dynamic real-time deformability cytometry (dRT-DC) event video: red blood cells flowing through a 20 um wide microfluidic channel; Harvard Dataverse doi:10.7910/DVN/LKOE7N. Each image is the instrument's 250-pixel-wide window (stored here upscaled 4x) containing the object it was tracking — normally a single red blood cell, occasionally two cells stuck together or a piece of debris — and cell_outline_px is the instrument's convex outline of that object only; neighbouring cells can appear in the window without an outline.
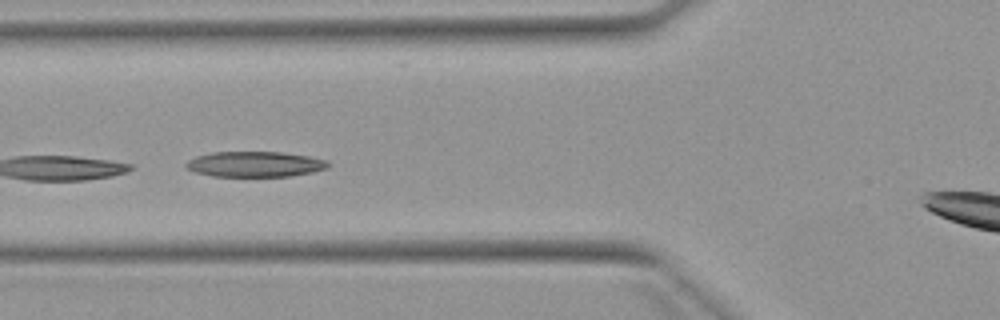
{"species": "Egyptian fruit bat (a non-hibernating species)", "species_latin": "Rousettus aegyptiacus", "temperature_condition": "warm", "stored_images_in_passage": 6, "camera_frame_rate_fps": 3000, "um_per_image_px": 0.085, "animal": {"sex": "female"}, "frame": {"image": 1, "passage_image": 3, "time_ms": 2.667, "image_size_px": [1000, 320], "cell_outline_px": [[332, 164], [328, 168], [312, 172], [288, 176], [212, 176], [196, 172], [188, 168], [184, 164], [188, 160], [196, 156], [212, 152], [280, 152], [308, 156], [328, 160]], "centroid_in_image_um": [21.7, 13.95], "position_along_channel_um": 104.1, "area_um2": 21.04}}
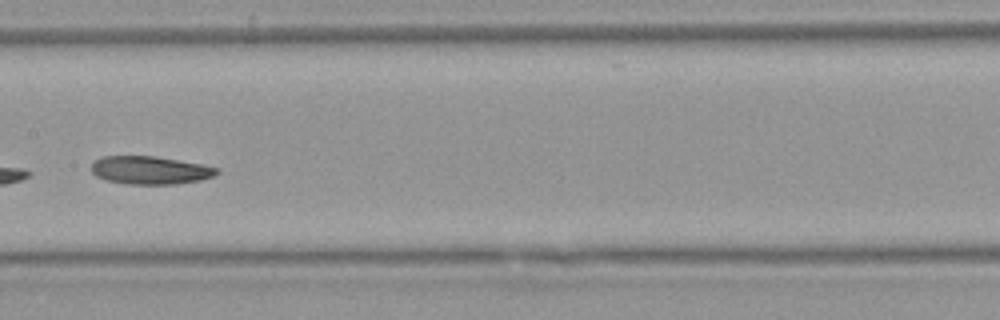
{"frame": {"image": 2, "passage_image": 5, "time_ms": 5.0, "image_size_px": [1000, 320], "cell_outline_px": [[220, 172], [212, 176], [200, 180], [176, 184], [124, 184], [104, 180], [96, 176], [92, 172], [92, 164], [100, 156], [156, 156], [200, 164], [220, 168]], "centroid_in_image_um": [12.74, 14.47], "position_along_channel_um": 194.7, "area_um2": 20.58}}
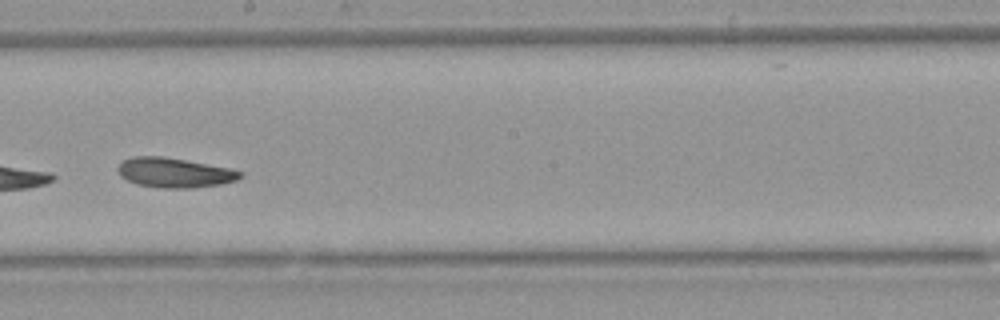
{"frame": {"image": 3, "passage_image": 6, "time_ms": 6.0, "image_size_px": [1000, 320], "cell_outline_px": [[244, 176], [236, 180], [220, 184], [192, 188], [160, 188], [136, 184], [120, 176], [116, 168], [124, 160], [132, 156], [164, 156], [228, 168], [244, 172]], "centroid_in_image_um": [14.81, 14.68], "position_along_channel_um": 233.4, "area_um2": 21.21}}